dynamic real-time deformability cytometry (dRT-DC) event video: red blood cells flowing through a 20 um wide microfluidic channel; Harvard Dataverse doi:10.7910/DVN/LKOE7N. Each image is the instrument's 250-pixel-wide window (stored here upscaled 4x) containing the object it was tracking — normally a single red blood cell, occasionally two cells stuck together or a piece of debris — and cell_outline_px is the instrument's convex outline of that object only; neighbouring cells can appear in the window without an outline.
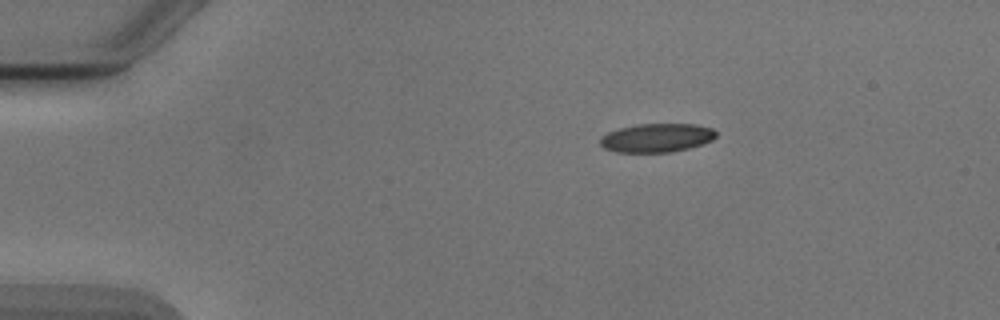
{"species": "Egyptian fruit bat (a non-hibernating species)", "species_latin": "Rousettus aegyptiacus", "temperature_condition": "cold", "stored_images_in_passage": 2, "camera_frame_rate_fps": 3000, "um_per_image_px": 0.085, "animal": {"sex": "male"}, "frame": {"image": 1, "passage_image": 1, "time_ms": 0.0, "image_size_px": [1000, 320], "cell_outline_px": [[716, 136], [712, 140], [704, 144], [672, 152], [616, 152], [604, 148], [600, 144], [600, 136], [608, 132], [620, 128], [636, 124], [696, 124], [712, 128], [716, 132]], "centroid_in_image_um": [55.82, 11.71], "position_along_channel_um": 29.2, "area_um2": 19.48}}